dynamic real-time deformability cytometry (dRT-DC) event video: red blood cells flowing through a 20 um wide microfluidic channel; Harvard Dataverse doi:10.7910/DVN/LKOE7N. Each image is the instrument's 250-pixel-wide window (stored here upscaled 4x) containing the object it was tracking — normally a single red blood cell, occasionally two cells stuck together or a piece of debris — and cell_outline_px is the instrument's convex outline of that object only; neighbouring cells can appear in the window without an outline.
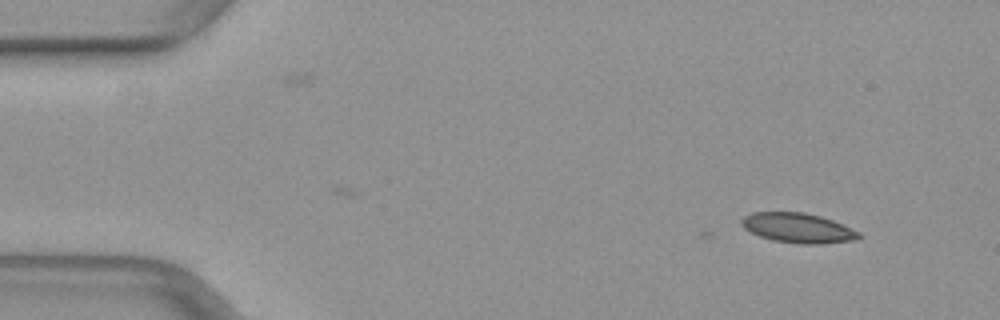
{"species": "common noctule bat (a hibernating species)", "species_latin": "Nyctalus noctula", "temperature_condition": "warm", "stored_images_in_passage": 4, "camera_frame_rate_fps": 3000, "um_per_image_px": 0.085, "animal": {"sex": "female", "body_mass_g": 29.2, "forearm_length_mm": 56.3}, "frame": {"image": 1, "passage_image": 1, "time_ms": 0.0, "image_size_px": [1000, 320], "cell_outline_px": [[864, 236], [860, 240], [820, 244], [804, 244], [772, 240], [760, 236], [744, 228], [740, 224], [740, 220], [744, 216], [752, 212], [804, 212], [820, 216], [832, 220], [860, 232]], "centroid_in_image_um": [67.86, 19.38], "position_along_channel_um": 17.1, "area_um2": 20.52}}